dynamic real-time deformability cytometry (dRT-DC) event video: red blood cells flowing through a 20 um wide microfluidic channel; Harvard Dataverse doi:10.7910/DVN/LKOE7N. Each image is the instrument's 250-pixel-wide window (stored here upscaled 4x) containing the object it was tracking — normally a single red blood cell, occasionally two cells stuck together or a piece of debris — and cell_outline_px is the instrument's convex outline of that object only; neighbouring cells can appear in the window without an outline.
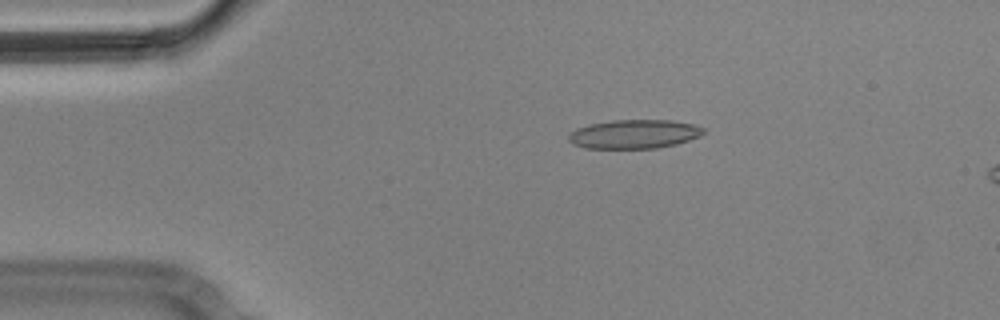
{"species": "Egyptian fruit bat (a non-hibernating species)", "species_latin": "Rousettus aegyptiacus", "temperature_condition": "cold", "stored_images_in_passage": 4, "camera_frame_rate_fps": 3000, "um_per_image_px": 0.085, "animal": {"sex": "male"}, "frame": {"image": 1, "passage_image": 3, "time_ms": 0.667, "image_size_px": [1000, 320], "cell_outline_px": [[704, 132], [700, 136], [676, 144], [656, 148], [584, 148], [572, 144], [568, 140], [568, 136], [576, 128], [588, 124], [612, 120], [672, 120], [696, 124], [704, 128]], "centroid_in_image_um": [53.9, 11.39], "position_along_channel_um": 31.1, "area_um2": 22.83}}